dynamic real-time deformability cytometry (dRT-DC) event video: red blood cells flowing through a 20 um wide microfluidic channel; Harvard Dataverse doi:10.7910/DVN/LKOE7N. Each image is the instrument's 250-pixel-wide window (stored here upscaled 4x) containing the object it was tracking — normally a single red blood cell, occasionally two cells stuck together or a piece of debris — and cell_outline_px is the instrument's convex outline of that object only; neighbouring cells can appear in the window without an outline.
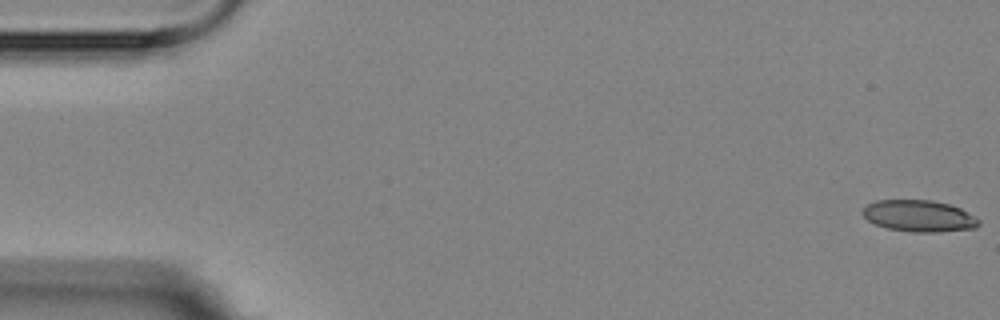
{"species": "Egyptian fruit bat (a non-hibernating species)", "species_latin": "Rousettus aegyptiacus", "temperature_condition": "room temperature", "stored_images_in_passage": 5, "camera_frame_rate_fps": 3000, "um_per_image_px": 0.085, "animal": {"sex": "female"}, "frame": {"image": 1, "passage_image": 1, "time_ms": 0.0, "image_size_px": [1000, 320], "cell_outline_px": [[980, 224], [976, 228], [936, 232], [912, 232], [888, 228], [876, 224], [868, 220], [860, 212], [868, 204], [876, 200], [932, 200], [948, 204], [960, 208], [976, 216], [980, 220]], "centroid_in_image_um": [78.14, 18.35], "position_along_channel_um": 6.9, "area_um2": 21.39}}
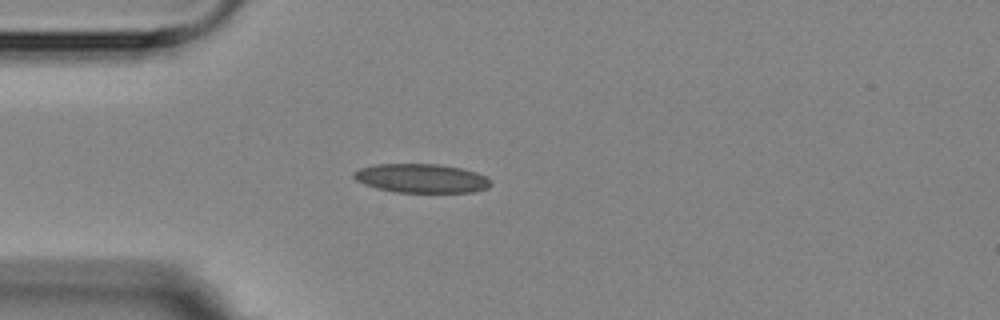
{"frame": {"image": 2, "passage_image": 5, "time_ms": 4.667, "image_size_px": [1000, 320], "cell_outline_px": [[492, 184], [488, 188], [472, 192], [396, 192], [376, 188], [364, 184], [356, 180], [352, 176], [352, 172], [360, 168], [376, 164], [436, 164], [460, 168], [476, 172], [484, 176]], "centroid_in_image_um": [35.78, 15.16], "position_along_channel_um": 49.2, "area_um2": 23.0}}